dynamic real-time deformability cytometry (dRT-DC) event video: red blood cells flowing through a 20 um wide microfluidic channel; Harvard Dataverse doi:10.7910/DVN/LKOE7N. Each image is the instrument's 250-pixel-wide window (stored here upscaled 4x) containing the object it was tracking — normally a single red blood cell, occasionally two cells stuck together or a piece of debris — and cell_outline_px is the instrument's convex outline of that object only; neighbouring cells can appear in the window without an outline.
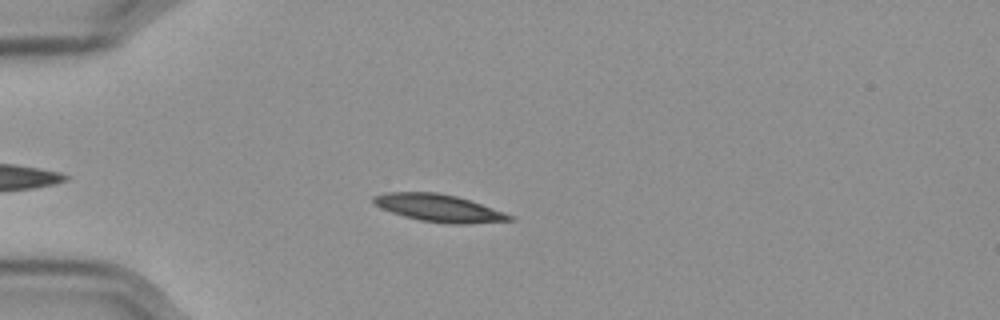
{"species": "Egyptian fruit bat (a non-hibernating species)", "species_latin": "Rousettus aegyptiacus", "temperature_condition": "cold", "stored_images_in_passage": 37, "camera_frame_rate_fps": 3000, "um_per_image_px": 0.085, "frame": {"image": 1, "passage_image": 8, "time_ms": 2.333, "image_size_px": [1000, 320], "cell_outline_px": [[516, 220], [468, 224], [452, 224], [420, 220], [404, 216], [380, 208], [372, 200], [372, 196], [388, 192], [436, 192], [456, 196], [516, 216]], "centroid_in_image_um": [37.33, 17.69], "position_along_channel_um": 47.7, "area_um2": 21.62}}
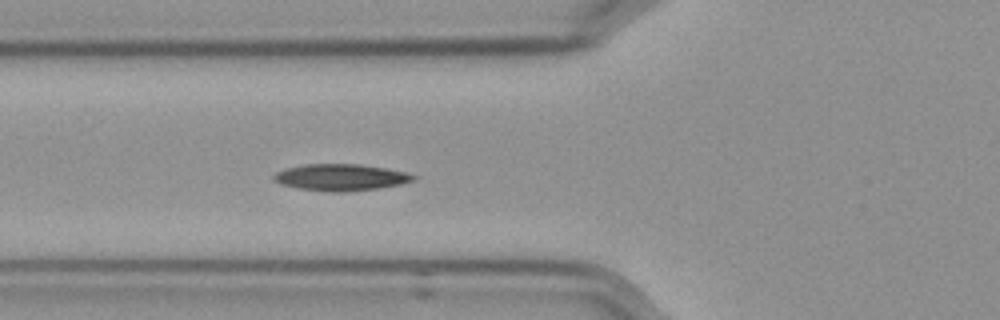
{"frame": {"image": 2, "passage_image": 14, "time_ms": 4.333, "image_size_px": [1000, 320], "cell_outline_px": [[416, 176], [412, 180], [400, 184], [380, 188], [348, 192], [324, 192], [296, 188], [280, 184], [272, 180], [272, 176], [276, 172], [288, 168], [304, 164], [360, 164], [384, 168], [404, 172]], "centroid_in_image_um": [28.89, 15.09], "position_along_channel_um": 96.9, "area_um2": 21.73}}
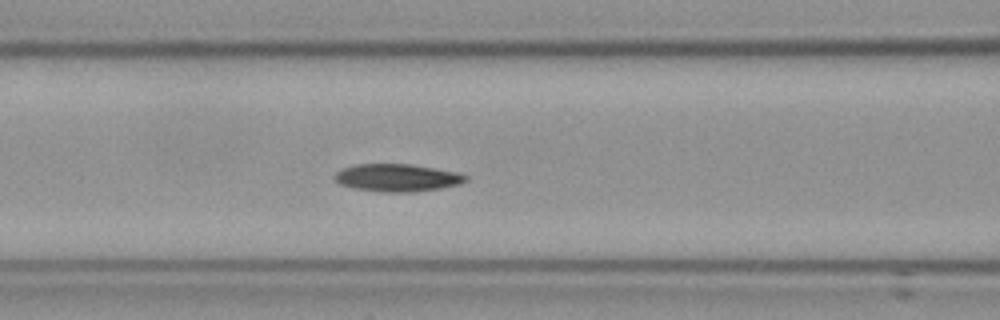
{"frame": {"image": 3, "passage_image": 17, "time_ms": 5.333, "image_size_px": [1000, 320], "cell_outline_px": [[468, 180], [460, 184], [440, 188], [408, 192], [384, 192], [352, 188], [340, 184], [332, 176], [336, 172], [344, 168], [356, 164], [412, 164], [456, 172], [468, 176]], "centroid_in_image_um": [33.75, 15.1], "position_along_channel_um": 132.9, "area_um2": 20.98}, "authors_computed_cell_mechanics": {"area_um2": 20.7502, "velocity_mm_per_s": 3.5431, "shape_relaxation_time_tau1_ms": 5.7296, "shape_relaxation_time_tau2_ms": 8.7505, "deformation_change_tau1": 0.1311, "deformation_change_tau2": 0.1307}}